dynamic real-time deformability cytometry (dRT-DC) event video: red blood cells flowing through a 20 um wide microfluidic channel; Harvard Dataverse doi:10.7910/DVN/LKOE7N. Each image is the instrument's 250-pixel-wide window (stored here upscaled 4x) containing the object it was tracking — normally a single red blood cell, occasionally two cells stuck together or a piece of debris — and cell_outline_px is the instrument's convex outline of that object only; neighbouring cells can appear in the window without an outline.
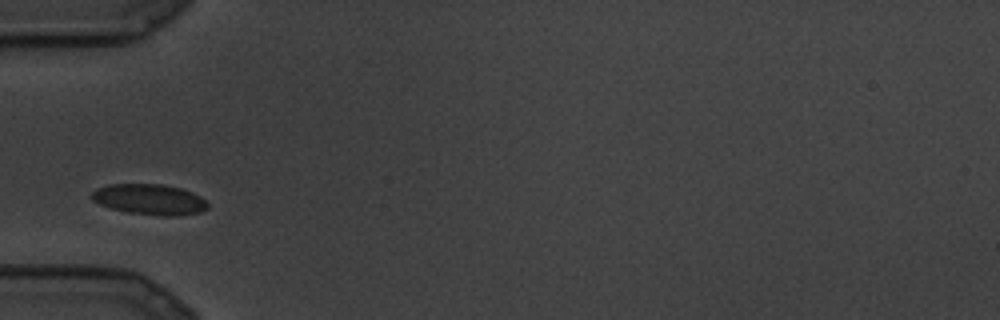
{"species": "common noctule bat (a hibernating species)", "species_latin": "Nyctalus noctula", "temperature_condition": "cold", "stored_images_in_passage": 4, "camera_frame_rate_fps": 3000, "um_per_image_px": 0.085, "animal": {"sex": "male", "body_mass_g": 19.5, "forearm_length_mm": 54.6}, "frame": {"image": 1, "passage_image": 1, "time_ms": 0.0, "image_size_px": [1000, 320], "cell_outline_px": [[208, 208], [200, 212], [176, 216], [160, 216], [128, 212], [112, 208], [100, 204], [92, 200], [88, 196], [96, 188], [108, 184], [164, 184], [180, 188], [192, 192], [200, 196], [208, 204]], "centroid_in_image_um": [12.69, 16.94], "position_along_channel_um": 72.3, "area_um2": 20.81}}
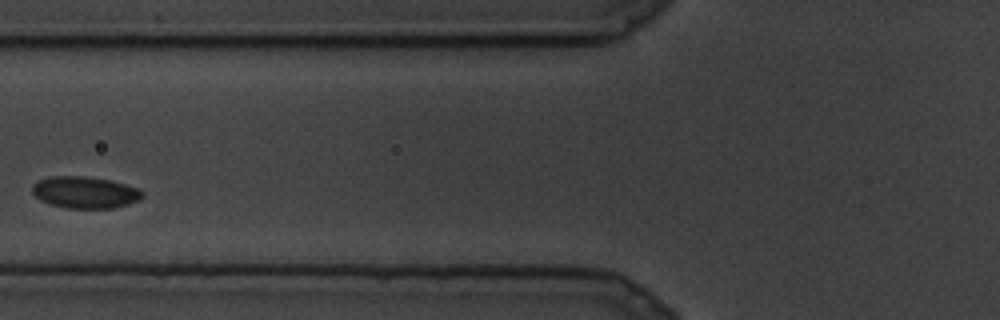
{"frame": {"image": 2, "passage_image": 3, "time_ms": 0.667, "image_size_px": [1000, 320], "cell_outline_px": [[144, 196], [140, 200], [116, 208], [68, 208], [48, 204], [40, 200], [32, 192], [32, 184], [48, 176], [84, 176], [112, 180], [136, 188], [144, 192]], "centroid_in_image_um": [7.22, 16.35], "position_along_channel_um": 118.6, "area_um2": 20.52}}